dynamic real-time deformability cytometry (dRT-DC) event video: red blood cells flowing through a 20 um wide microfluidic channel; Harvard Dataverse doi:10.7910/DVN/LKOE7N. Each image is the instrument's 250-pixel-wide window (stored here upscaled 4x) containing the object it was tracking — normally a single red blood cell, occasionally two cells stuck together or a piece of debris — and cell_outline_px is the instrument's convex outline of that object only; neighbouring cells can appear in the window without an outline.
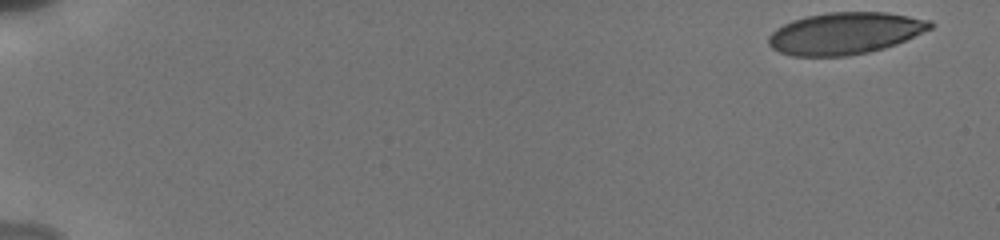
{"species": "human", "species_latin": "Homo sapiens", "temperature_condition": "cold", "stored_images_in_passage": 16, "camera_frame_rate_fps": 3000, "um_per_image_px": 0.085, "donor": {"sex": "male"}, "frame": {"image": 1, "passage_image": 1, "time_ms": 0.0, "image_size_px": [1000, 240], "cell_outline_px": [[932, 28], [896, 44], [884, 48], [868, 52], [848, 56], [792, 56], [780, 52], [772, 48], [768, 44], [768, 36], [776, 28], [792, 20], [804, 16], [828, 12], [888, 12], [932, 20]], "centroid_in_image_um": [71.81, 2.82], "position_along_channel_um": 13.2, "area_um2": 39.59}}
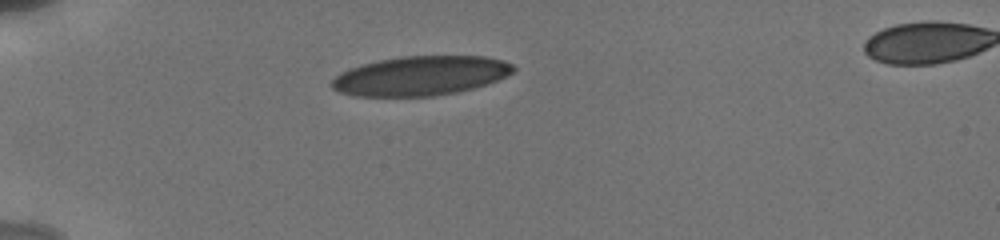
{"frame": {"image": 2, "passage_image": 13, "time_ms": 4.667, "image_size_px": [1000, 240], "cell_outline_px": [[516, 68], [512, 72], [496, 80], [472, 88], [456, 92], [432, 96], [352, 96], [340, 92], [332, 88], [328, 84], [340, 72], [348, 68], [380, 60], [400, 56], [484, 56], [500, 60], [512, 64]], "centroid_in_image_um": [35.68, 6.44], "position_along_channel_um": 49.3, "area_um2": 41.44}}